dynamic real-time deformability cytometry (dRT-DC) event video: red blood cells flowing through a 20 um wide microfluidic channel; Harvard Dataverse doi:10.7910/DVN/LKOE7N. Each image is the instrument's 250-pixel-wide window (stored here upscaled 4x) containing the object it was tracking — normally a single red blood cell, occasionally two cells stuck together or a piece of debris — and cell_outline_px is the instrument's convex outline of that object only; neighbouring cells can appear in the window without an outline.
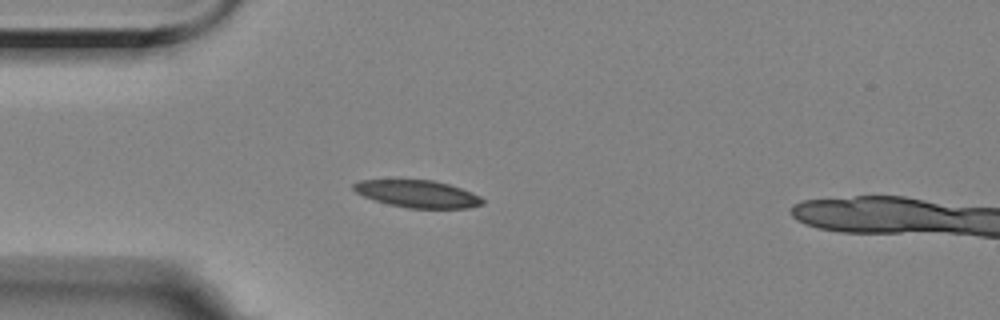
{"species": "Egyptian fruit bat (a non-hibernating species)", "species_latin": "Rousettus aegyptiacus", "temperature_condition": "room temperature", "stored_images_in_passage": 44, "camera_frame_rate_fps": 3000, "um_per_image_px": 0.085, "animal": {"sex": "female"}, "frame": {"image": 1, "passage_image": 1, "time_ms": 0.0, "image_size_px": [1000, 320], "cell_outline_px": [[484, 204], [468, 208], [408, 208], [388, 204], [364, 196], [356, 192], [352, 188], [352, 184], [360, 180], [432, 180], [448, 184], [460, 188], [480, 196], [484, 200]], "centroid_in_image_um": [35.49, 16.48], "position_along_channel_um": 49.5, "area_um2": 20.35}}
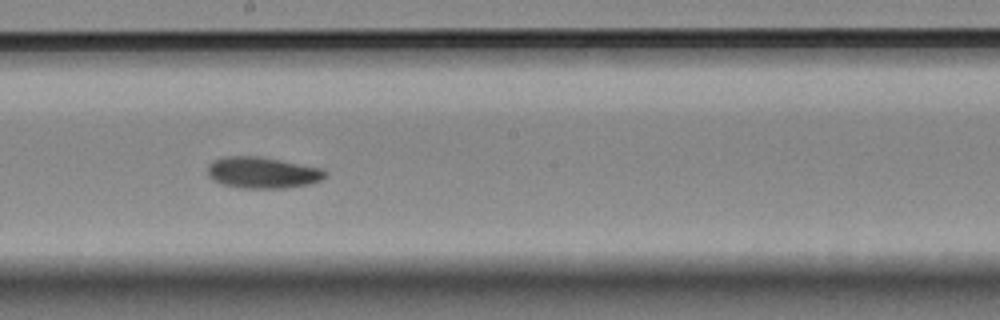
{"frame": {"image": 2, "passage_image": 17, "time_ms": 5.333, "image_size_px": [1000, 320], "cell_outline_px": [[328, 176], [320, 180], [308, 184], [288, 188], [240, 188], [220, 184], [212, 180], [208, 176], [208, 164], [212, 160], [224, 156], [256, 156], [280, 160], [324, 168], [328, 172]], "centroid_in_image_um": [22.31, 14.67], "position_along_channel_um": 225.9, "area_um2": 21.79}}
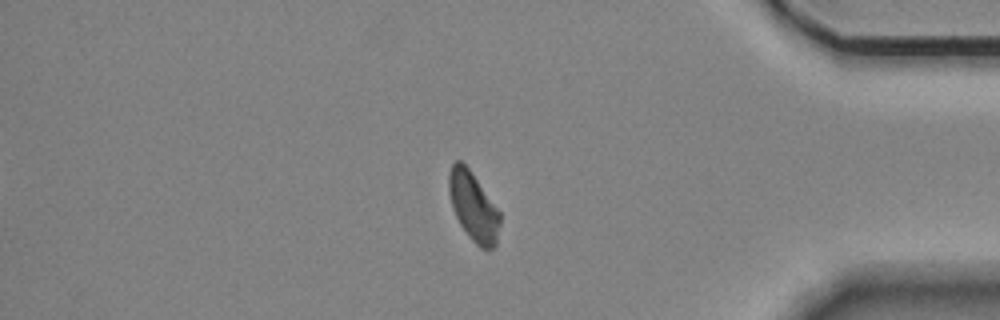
{"frame": {"image": 3, "passage_image": 34, "time_ms": 11.0, "image_size_px": [1000, 320], "cell_outline_px": [[500, 224], [496, 244], [492, 248], [480, 248], [468, 236], [460, 224], [452, 208], [448, 192], [448, 176], [452, 164], [456, 160], [460, 160], [468, 168], [500, 212]], "centroid_in_image_um": [40.21, 17.56], "position_along_channel_um": 395.0, "area_um2": 20.29}, "authors_computed_cell_mechanics": {"area_um2": 20.7502, "velocity_mm_per_s": 3.4942, "shape_relaxation_time_tau1_ms": 5.5822, "shape_relaxation_time_tau2_ms": 6.6645, "deformation_change_tau1": 0.1193, "deformation_change_tau2": 0.1143}}